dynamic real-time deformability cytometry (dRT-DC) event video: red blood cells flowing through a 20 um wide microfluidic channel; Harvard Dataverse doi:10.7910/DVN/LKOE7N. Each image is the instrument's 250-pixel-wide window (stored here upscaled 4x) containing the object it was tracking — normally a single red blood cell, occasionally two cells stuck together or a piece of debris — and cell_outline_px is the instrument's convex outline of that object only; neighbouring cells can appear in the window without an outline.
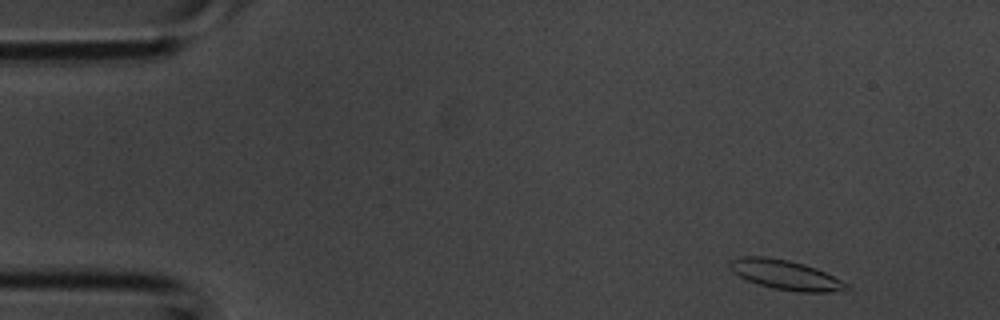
{"species": "common noctule bat (a hibernating species)", "species_latin": "Nyctalus noctula", "temperature_condition": "room temperature", "stored_images_in_passage": 3, "camera_frame_rate_fps": 3000, "um_per_image_px": 0.085, "animal": {"sex": "male", "body_mass_g": 20.1, "forearm_length_mm": 53.5}, "frame": {"image": 1, "passage_image": 1, "time_ms": 0.0, "image_size_px": [1000, 320], "cell_outline_px": [[852, 288], [832, 292], [800, 292], [772, 288], [748, 280], [732, 272], [728, 268], [728, 264], [732, 260], [740, 256], [764, 256], [788, 260], [804, 264], [816, 268], [852, 284]], "centroid_in_image_um": [66.82, 23.36], "position_along_channel_um": 18.2, "area_um2": 20.29}}